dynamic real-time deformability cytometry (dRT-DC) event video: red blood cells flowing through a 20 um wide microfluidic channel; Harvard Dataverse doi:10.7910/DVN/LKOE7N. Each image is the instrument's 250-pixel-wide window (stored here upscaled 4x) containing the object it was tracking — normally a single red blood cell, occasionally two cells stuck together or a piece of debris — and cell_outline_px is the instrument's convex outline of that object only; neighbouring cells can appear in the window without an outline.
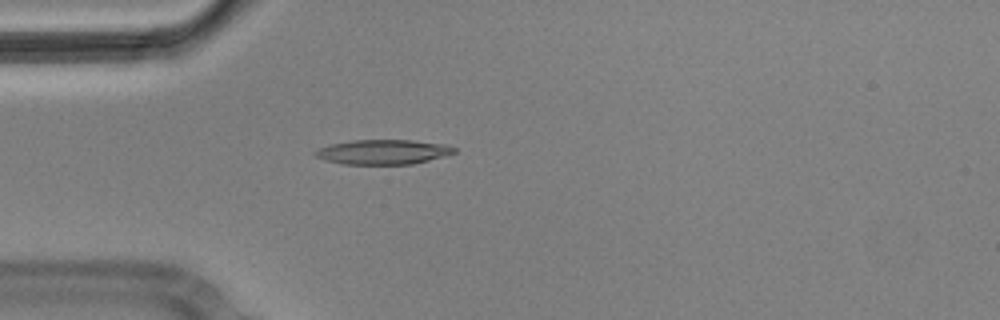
{"species": "Egyptian fruit bat (a non-hibernating species)", "species_latin": "Rousettus aegyptiacus", "temperature_condition": "cold", "stored_images_in_passage": 2, "camera_frame_rate_fps": 3000, "um_per_image_px": 0.085, "animal": {"sex": "male"}, "frame": {"image": 1, "passage_image": 2, "time_ms": 0.333, "image_size_px": [1000, 320], "cell_outline_px": [[456, 152], [444, 156], [412, 164], [344, 164], [324, 160], [316, 156], [312, 152], [320, 148], [332, 144], [352, 140], [412, 140], [448, 144], [456, 148]], "centroid_in_image_um": [32.59, 12.91], "position_along_channel_um": 52.4, "area_um2": 20.0}}